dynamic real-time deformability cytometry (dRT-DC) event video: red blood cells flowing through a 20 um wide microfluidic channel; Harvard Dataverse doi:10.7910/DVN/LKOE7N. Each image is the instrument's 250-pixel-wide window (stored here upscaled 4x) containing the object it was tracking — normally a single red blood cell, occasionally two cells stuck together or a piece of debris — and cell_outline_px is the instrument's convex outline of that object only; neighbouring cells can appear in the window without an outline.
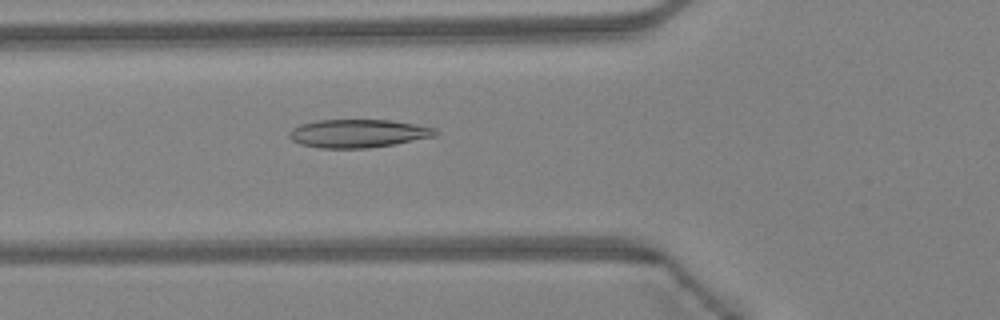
{"species": "Egyptian fruit bat (a non-hibernating species)", "species_latin": "Rousettus aegyptiacus", "temperature_condition": "warm", "stored_images_in_passage": 47, "camera_frame_rate_fps": 3000, "um_per_image_px": 0.085, "animal": {"sex": "female"}, "frame": {"image": 1, "passage_image": 17, "time_ms": 5.333, "image_size_px": [1000, 320], "cell_outline_px": [[440, 132], [436, 136], [392, 144], [368, 148], [320, 148], [300, 144], [292, 140], [288, 136], [288, 132], [292, 128], [300, 124], [316, 120], [388, 120], [436, 128]], "centroid_in_image_um": [30.4, 11.34], "position_along_channel_um": 95.4, "area_um2": 23.99}}
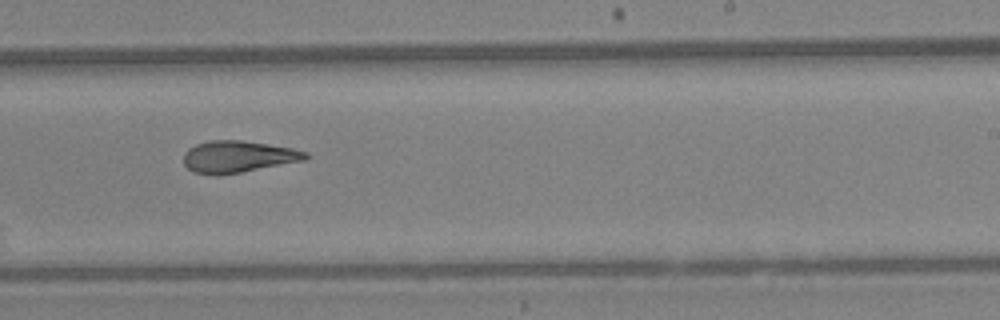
{"frame": {"image": 2, "passage_image": 29, "time_ms": 9.333, "image_size_px": [1000, 320], "cell_outline_px": [[308, 156], [304, 160], [240, 172], [192, 172], [184, 164], [184, 152], [188, 148], [196, 144], [212, 140], [244, 140], [292, 148], [308, 152]], "centroid_in_image_um": [20.25, 13.27], "position_along_channel_um": 268.8, "area_um2": 21.85}}
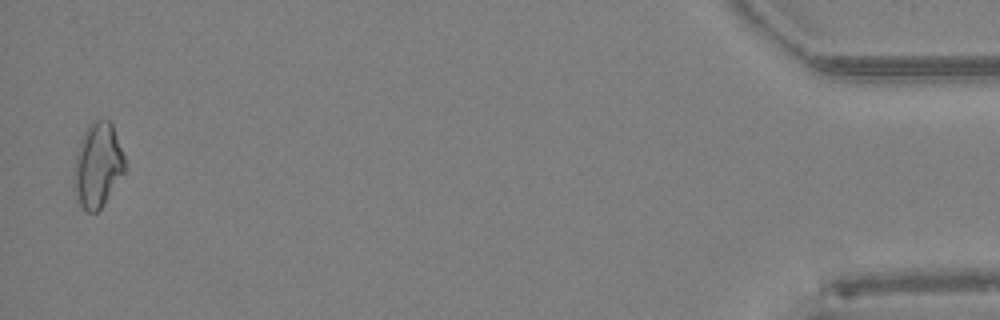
{"frame": {"image": 3, "passage_image": 46, "time_ms": 15.0, "image_size_px": [1000, 320], "cell_outline_px": [[124, 172], [104, 204], [96, 212], [88, 212], [76, 200], [76, 156], [84, 132], [96, 120], [108, 120], [112, 124], [124, 156]], "centroid_in_image_um": [8.34, 14.06], "position_along_channel_um": 426.9, "area_um2": 23.99}, "authors_computed_cell_mechanics": {"area_um2": 23.0622, "velocity_mm_per_s": 4.3396, "shape_relaxation_time_tau1_ms": null, "shape_relaxation_time_tau2_ms": 3.0037, "deformation_change_tau1": null, "deformation_change_tau2": 0.1128}}